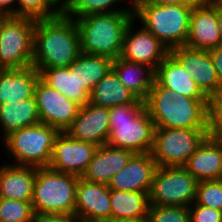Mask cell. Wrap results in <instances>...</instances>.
Here are the masks:
<instances>
[{
	"label": "cell",
	"mask_w": 222,
	"mask_h": 222,
	"mask_svg": "<svg viewBox=\"0 0 222 222\" xmlns=\"http://www.w3.org/2000/svg\"><path fill=\"white\" fill-rule=\"evenodd\" d=\"M80 53V34L74 19L61 13L36 20L32 62L35 69L69 67Z\"/></svg>",
	"instance_id": "1"
},
{
	"label": "cell",
	"mask_w": 222,
	"mask_h": 222,
	"mask_svg": "<svg viewBox=\"0 0 222 222\" xmlns=\"http://www.w3.org/2000/svg\"><path fill=\"white\" fill-rule=\"evenodd\" d=\"M144 103L155 128L208 129L209 99L178 95L154 81Z\"/></svg>",
	"instance_id": "2"
},
{
	"label": "cell",
	"mask_w": 222,
	"mask_h": 222,
	"mask_svg": "<svg viewBox=\"0 0 222 222\" xmlns=\"http://www.w3.org/2000/svg\"><path fill=\"white\" fill-rule=\"evenodd\" d=\"M109 120L107 145L134 154L152 151L155 125L142 100L110 107Z\"/></svg>",
	"instance_id": "3"
},
{
	"label": "cell",
	"mask_w": 222,
	"mask_h": 222,
	"mask_svg": "<svg viewBox=\"0 0 222 222\" xmlns=\"http://www.w3.org/2000/svg\"><path fill=\"white\" fill-rule=\"evenodd\" d=\"M133 18V11H120L76 19L81 52L117 59L122 53L124 33Z\"/></svg>",
	"instance_id": "4"
},
{
	"label": "cell",
	"mask_w": 222,
	"mask_h": 222,
	"mask_svg": "<svg viewBox=\"0 0 222 222\" xmlns=\"http://www.w3.org/2000/svg\"><path fill=\"white\" fill-rule=\"evenodd\" d=\"M191 6L155 5L150 0L133 3L134 19L170 49L185 46L189 34Z\"/></svg>",
	"instance_id": "5"
},
{
	"label": "cell",
	"mask_w": 222,
	"mask_h": 222,
	"mask_svg": "<svg viewBox=\"0 0 222 222\" xmlns=\"http://www.w3.org/2000/svg\"><path fill=\"white\" fill-rule=\"evenodd\" d=\"M79 176L49 167L36 168L32 206L41 214H75V196Z\"/></svg>",
	"instance_id": "6"
},
{
	"label": "cell",
	"mask_w": 222,
	"mask_h": 222,
	"mask_svg": "<svg viewBox=\"0 0 222 222\" xmlns=\"http://www.w3.org/2000/svg\"><path fill=\"white\" fill-rule=\"evenodd\" d=\"M60 131L47 124L38 123L11 132L2 141L6 157L13 159V165L48 167L51 161L56 137Z\"/></svg>",
	"instance_id": "7"
},
{
	"label": "cell",
	"mask_w": 222,
	"mask_h": 222,
	"mask_svg": "<svg viewBox=\"0 0 222 222\" xmlns=\"http://www.w3.org/2000/svg\"><path fill=\"white\" fill-rule=\"evenodd\" d=\"M37 19L7 16L0 25V69L32 66L34 29Z\"/></svg>",
	"instance_id": "8"
},
{
	"label": "cell",
	"mask_w": 222,
	"mask_h": 222,
	"mask_svg": "<svg viewBox=\"0 0 222 222\" xmlns=\"http://www.w3.org/2000/svg\"><path fill=\"white\" fill-rule=\"evenodd\" d=\"M208 136V129L155 128L151 151L159 167L184 166Z\"/></svg>",
	"instance_id": "9"
},
{
	"label": "cell",
	"mask_w": 222,
	"mask_h": 222,
	"mask_svg": "<svg viewBox=\"0 0 222 222\" xmlns=\"http://www.w3.org/2000/svg\"><path fill=\"white\" fill-rule=\"evenodd\" d=\"M198 180L183 166L157 167L149 205L189 207L196 197Z\"/></svg>",
	"instance_id": "10"
},
{
	"label": "cell",
	"mask_w": 222,
	"mask_h": 222,
	"mask_svg": "<svg viewBox=\"0 0 222 222\" xmlns=\"http://www.w3.org/2000/svg\"><path fill=\"white\" fill-rule=\"evenodd\" d=\"M34 97L40 122L55 127L60 132H65L81 107L75 101L48 86L40 78L34 87Z\"/></svg>",
	"instance_id": "11"
},
{
	"label": "cell",
	"mask_w": 222,
	"mask_h": 222,
	"mask_svg": "<svg viewBox=\"0 0 222 222\" xmlns=\"http://www.w3.org/2000/svg\"><path fill=\"white\" fill-rule=\"evenodd\" d=\"M133 18L123 37L122 59L149 65L154 70L169 55V48ZM135 23V24H134ZM137 29V30H136Z\"/></svg>",
	"instance_id": "12"
},
{
	"label": "cell",
	"mask_w": 222,
	"mask_h": 222,
	"mask_svg": "<svg viewBox=\"0 0 222 222\" xmlns=\"http://www.w3.org/2000/svg\"><path fill=\"white\" fill-rule=\"evenodd\" d=\"M169 54L190 74L208 98L222 91L208 50L179 46L170 49Z\"/></svg>",
	"instance_id": "13"
},
{
	"label": "cell",
	"mask_w": 222,
	"mask_h": 222,
	"mask_svg": "<svg viewBox=\"0 0 222 222\" xmlns=\"http://www.w3.org/2000/svg\"><path fill=\"white\" fill-rule=\"evenodd\" d=\"M97 145L78 141L66 132H60L55 139L49 168L81 177L85 172Z\"/></svg>",
	"instance_id": "14"
},
{
	"label": "cell",
	"mask_w": 222,
	"mask_h": 222,
	"mask_svg": "<svg viewBox=\"0 0 222 222\" xmlns=\"http://www.w3.org/2000/svg\"><path fill=\"white\" fill-rule=\"evenodd\" d=\"M75 215L83 222L111 221L109 186L80 177L76 187Z\"/></svg>",
	"instance_id": "15"
},
{
	"label": "cell",
	"mask_w": 222,
	"mask_h": 222,
	"mask_svg": "<svg viewBox=\"0 0 222 222\" xmlns=\"http://www.w3.org/2000/svg\"><path fill=\"white\" fill-rule=\"evenodd\" d=\"M109 107L86 103L65 132L78 141L106 145L109 138Z\"/></svg>",
	"instance_id": "16"
},
{
	"label": "cell",
	"mask_w": 222,
	"mask_h": 222,
	"mask_svg": "<svg viewBox=\"0 0 222 222\" xmlns=\"http://www.w3.org/2000/svg\"><path fill=\"white\" fill-rule=\"evenodd\" d=\"M221 45V36L217 23V2L209 0L194 6L190 16L189 34L186 47L209 50Z\"/></svg>",
	"instance_id": "17"
},
{
	"label": "cell",
	"mask_w": 222,
	"mask_h": 222,
	"mask_svg": "<svg viewBox=\"0 0 222 222\" xmlns=\"http://www.w3.org/2000/svg\"><path fill=\"white\" fill-rule=\"evenodd\" d=\"M151 152L134 154L126 166L118 171L108 184L110 189L150 193L157 168Z\"/></svg>",
	"instance_id": "18"
},
{
	"label": "cell",
	"mask_w": 222,
	"mask_h": 222,
	"mask_svg": "<svg viewBox=\"0 0 222 222\" xmlns=\"http://www.w3.org/2000/svg\"><path fill=\"white\" fill-rule=\"evenodd\" d=\"M133 155L132 151L126 149L107 144L99 146L81 178L108 185L113 176L126 166Z\"/></svg>",
	"instance_id": "19"
},
{
	"label": "cell",
	"mask_w": 222,
	"mask_h": 222,
	"mask_svg": "<svg viewBox=\"0 0 222 222\" xmlns=\"http://www.w3.org/2000/svg\"><path fill=\"white\" fill-rule=\"evenodd\" d=\"M0 198L31 202L36 167L1 163Z\"/></svg>",
	"instance_id": "20"
},
{
	"label": "cell",
	"mask_w": 222,
	"mask_h": 222,
	"mask_svg": "<svg viewBox=\"0 0 222 222\" xmlns=\"http://www.w3.org/2000/svg\"><path fill=\"white\" fill-rule=\"evenodd\" d=\"M183 167L198 181L222 179V143L207 136Z\"/></svg>",
	"instance_id": "21"
},
{
	"label": "cell",
	"mask_w": 222,
	"mask_h": 222,
	"mask_svg": "<svg viewBox=\"0 0 222 222\" xmlns=\"http://www.w3.org/2000/svg\"><path fill=\"white\" fill-rule=\"evenodd\" d=\"M39 72L30 66L25 69H0V104L15 103L34 95Z\"/></svg>",
	"instance_id": "22"
},
{
	"label": "cell",
	"mask_w": 222,
	"mask_h": 222,
	"mask_svg": "<svg viewBox=\"0 0 222 222\" xmlns=\"http://www.w3.org/2000/svg\"><path fill=\"white\" fill-rule=\"evenodd\" d=\"M155 81L178 95L195 99H209L196 85L190 74L169 54L156 68Z\"/></svg>",
	"instance_id": "23"
},
{
	"label": "cell",
	"mask_w": 222,
	"mask_h": 222,
	"mask_svg": "<svg viewBox=\"0 0 222 222\" xmlns=\"http://www.w3.org/2000/svg\"><path fill=\"white\" fill-rule=\"evenodd\" d=\"M39 78L48 86L62 93L80 106L90 100V92L81 85L77 78V69L71 64L69 67H55L36 69Z\"/></svg>",
	"instance_id": "24"
},
{
	"label": "cell",
	"mask_w": 222,
	"mask_h": 222,
	"mask_svg": "<svg viewBox=\"0 0 222 222\" xmlns=\"http://www.w3.org/2000/svg\"><path fill=\"white\" fill-rule=\"evenodd\" d=\"M112 70L138 99L143 102L147 99L155 81V70L152 67L118 57L113 60Z\"/></svg>",
	"instance_id": "25"
},
{
	"label": "cell",
	"mask_w": 222,
	"mask_h": 222,
	"mask_svg": "<svg viewBox=\"0 0 222 222\" xmlns=\"http://www.w3.org/2000/svg\"><path fill=\"white\" fill-rule=\"evenodd\" d=\"M40 123L34 95L15 103L0 104V128L4 139L11 132Z\"/></svg>",
	"instance_id": "26"
},
{
	"label": "cell",
	"mask_w": 222,
	"mask_h": 222,
	"mask_svg": "<svg viewBox=\"0 0 222 222\" xmlns=\"http://www.w3.org/2000/svg\"><path fill=\"white\" fill-rule=\"evenodd\" d=\"M111 220L147 218L149 194L110 189Z\"/></svg>",
	"instance_id": "27"
},
{
	"label": "cell",
	"mask_w": 222,
	"mask_h": 222,
	"mask_svg": "<svg viewBox=\"0 0 222 222\" xmlns=\"http://www.w3.org/2000/svg\"><path fill=\"white\" fill-rule=\"evenodd\" d=\"M138 98L127 89L113 70L93 88L89 102L103 107L135 103Z\"/></svg>",
	"instance_id": "28"
},
{
	"label": "cell",
	"mask_w": 222,
	"mask_h": 222,
	"mask_svg": "<svg viewBox=\"0 0 222 222\" xmlns=\"http://www.w3.org/2000/svg\"><path fill=\"white\" fill-rule=\"evenodd\" d=\"M113 59L81 52L72 65L77 69L81 85L92 92L95 85L112 70Z\"/></svg>",
	"instance_id": "29"
},
{
	"label": "cell",
	"mask_w": 222,
	"mask_h": 222,
	"mask_svg": "<svg viewBox=\"0 0 222 222\" xmlns=\"http://www.w3.org/2000/svg\"><path fill=\"white\" fill-rule=\"evenodd\" d=\"M124 3H128L126 8ZM122 4L123 7L120 6ZM120 11H133V2L131 0H71L62 10V13L68 18L76 20L90 14Z\"/></svg>",
	"instance_id": "30"
},
{
	"label": "cell",
	"mask_w": 222,
	"mask_h": 222,
	"mask_svg": "<svg viewBox=\"0 0 222 222\" xmlns=\"http://www.w3.org/2000/svg\"><path fill=\"white\" fill-rule=\"evenodd\" d=\"M31 202L0 198V222H35Z\"/></svg>",
	"instance_id": "31"
},
{
	"label": "cell",
	"mask_w": 222,
	"mask_h": 222,
	"mask_svg": "<svg viewBox=\"0 0 222 222\" xmlns=\"http://www.w3.org/2000/svg\"><path fill=\"white\" fill-rule=\"evenodd\" d=\"M61 13L62 10L53 0H17V16L51 19Z\"/></svg>",
	"instance_id": "32"
},
{
	"label": "cell",
	"mask_w": 222,
	"mask_h": 222,
	"mask_svg": "<svg viewBox=\"0 0 222 222\" xmlns=\"http://www.w3.org/2000/svg\"><path fill=\"white\" fill-rule=\"evenodd\" d=\"M194 203L222 211V179L198 181Z\"/></svg>",
	"instance_id": "33"
},
{
	"label": "cell",
	"mask_w": 222,
	"mask_h": 222,
	"mask_svg": "<svg viewBox=\"0 0 222 222\" xmlns=\"http://www.w3.org/2000/svg\"><path fill=\"white\" fill-rule=\"evenodd\" d=\"M148 222H190L189 207L150 205Z\"/></svg>",
	"instance_id": "34"
},
{
	"label": "cell",
	"mask_w": 222,
	"mask_h": 222,
	"mask_svg": "<svg viewBox=\"0 0 222 222\" xmlns=\"http://www.w3.org/2000/svg\"><path fill=\"white\" fill-rule=\"evenodd\" d=\"M208 136L222 143V91L209 98Z\"/></svg>",
	"instance_id": "35"
},
{
	"label": "cell",
	"mask_w": 222,
	"mask_h": 222,
	"mask_svg": "<svg viewBox=\"0 0 222 222\" xmlns=\"http://www.w3.org/2000/svg\"><path fill=\"white\" fill-rule=\"evenodd\" d=\"M190 222H222V211L192 203L189 206Z\"/></svg>",
	"instance_id": "36"
},
{
	"label": "cell",
	"mask_w": 222,
	"mask_h": 222,
	"mask_svg": "<svg viewBox=\"0 0 222 222\" xmlns=\"http://www.w3.org/2000/svg\"><path fill=\"white\" fill-rule=\"evenodd\" d=\"M35 222H83L75 214H41L35 216Z\"/></svg>",
	"instance_id": "37"
},
{
	"label": "cell",
	"mask_w": 222,
	"mask_h": 222,
	"mask_svg": "<svg viewBox=\"0 0 222 222\" xmlns=\"http://www.w3.org/2000/svg\"><path fill=\"white\" fill-rule=\"evenodd\" d=\"M208 52L212 59L213 66L216 69L220 88L222 90V45L209 49Z\"/></svg>",
	"instance_id": "38"
},
{
	"label": "cell",
	"mask_w": 222,
	"mask_h": 222,
	"mask_svg": "<svg viewBox=\"0 0 222 222\" xmlns=\"http://www.w3.org/2000/svg\"><path fill=\"white\" fill-rule=\"evenodd\" d=\"M155 5H185V6H198L206 3L209 0H150Z\"/></svg>",
	"instance_id": "39"
},
{
	"label": "cell",
	"mask_w": 222,
	"mask_h": 222,
	"mask_svg": "<svg viewBox=\"0 0 222 222\" xmlns=\"http://www.w3.org/2000/svg\"><path fill=\"white\" fill-rule=\"evenodd\" d=\"M17 0H0V13L7 16H17Z\"/></svg>",
	"instance_id": "40"
},
{
	"label": "cell",
	"mask_w": 222,
	"mask_h": 222,
	"mask_svg": "<svg viewBox=\"0 0 222 222\" xmlns=\"http://www.w3.org/2000/svg\"><path fill=\"white\" fill-rule=\"evenodd\" d=\"M217 23L219 27V32L221 36V45H222V6L217 3Z\"/></svg>",
	"instance_id": "41"
},
{
	"label": "cell",
	"mask_w": 222,
	"mask_h": 222,
	"mask_svg": "<svg viewBox=\"0 0 222 222\" xmlns=\"http://www.w3.org/2000/svg\"><path fill=\"white\" fill-rule=\"evenodd\" d=\"M71 0H53V2L63 10Z\"/></svg>",
	"instance_id": "42"
},
{
	"label": "cell",
	"mask_w": 222,
	"mask_h": 222,
	"mask_svg": "<svg viewBox=\"0 0 222 222\" xmlns=\"http://www.w3.org/2000/svg\"><path fill=\"white\" fill-rule=\"evenodd\" d=\"M109 222H148L147 218L132 219V220H111Z\"/></svg>",
	"instance_id": "43"
},
{
	"label": "cell",
	"mask_w": 222,
	"mask_h": 222,
	"mask_svg": "<svg viewBox=\"0 0 222 222\" xmlns=\"http://www.w3.org/2000/svg\"><path fill=\"white\" fill-rule=\"evenodd\" d=\"M5 17H6L5 15H3L2 13H0V25H1V23H2V21H3V19H4Z\"/></svg>",
	"instance_id": "44"
},
{
	"label": "cell",
	"mask_w": 222,
	"mask_h": 222,
	"mask_svg": "<svg viewBox=\"0 0 222 222\" xmlns=\"http://www.w3.org/2000/svg\"><path fill=\"white\" fill-rule=\"evenodd\" d=\"M215 1L222 6V0H215Z\"/></svg>",
	"instance_id": "45"
}]
</instances>
